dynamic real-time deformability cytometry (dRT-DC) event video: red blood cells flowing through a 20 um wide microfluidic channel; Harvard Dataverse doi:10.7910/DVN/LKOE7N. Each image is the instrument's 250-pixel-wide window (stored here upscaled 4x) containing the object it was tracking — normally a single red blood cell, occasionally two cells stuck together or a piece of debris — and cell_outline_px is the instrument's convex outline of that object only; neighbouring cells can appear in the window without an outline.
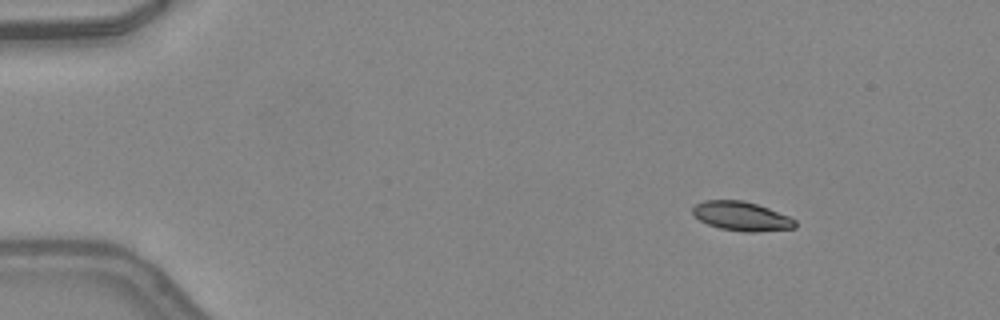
{"species": "common noctule bat (a hibernating species)", "species_latin": "Nyctalus noctula", "temperature_condition": "warm", "stored_images_in_passage": 45, "camera_frame_rate_fps": 3000, "um_per_image_px": 0.085, "animal": {"sex": "female", "body_mass_g": 24.6, "forearm_length_mm": 56.2}, "frame": {"image": 1, "passage_image": 3, "time_ms": 0.667, "image_size_px": [1000, 320], "cell_outline_px": [[796, 228], [756, 232], [744, 232], [720, 228], [708, 224], [700, 220], [692, 212], [692, 208], [696, 204], [704, 200], [744, 200], [768, 208], [788, 216], [796, 220]], "centroid_in_image_um": [63.04, 18.38], "position_along_channel_um": 22.0, "area_um2": 17.34}}
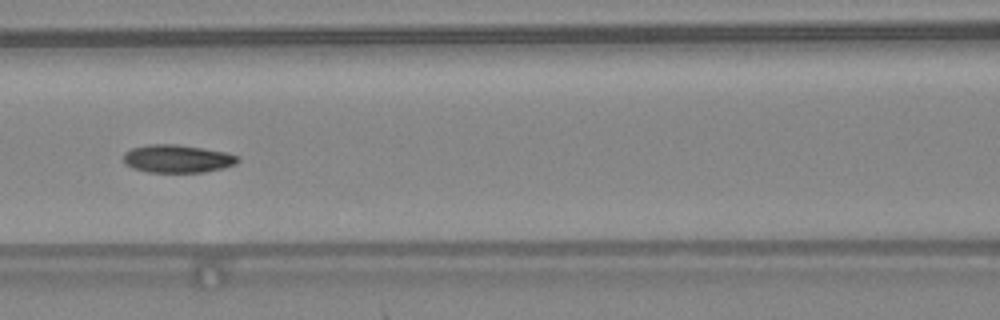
{"frame": {"image": 2, "passage_image": 19, "time_ms": 6.0, "image_size_px": [1000, 320], "cell_outline_px": [[240, 160], [236, 164], [224, 168], [204, 172], [148, 172], [132, 168], [124, 164], [124, 152], [132, 148], [148, 144], [176, 144], [204, 148], [224, 152], [236, 156]], "centroid_in_image_um": [15.05, 13.49], "position_along_channel_um": 151.5, "area_um2": 18.67}}
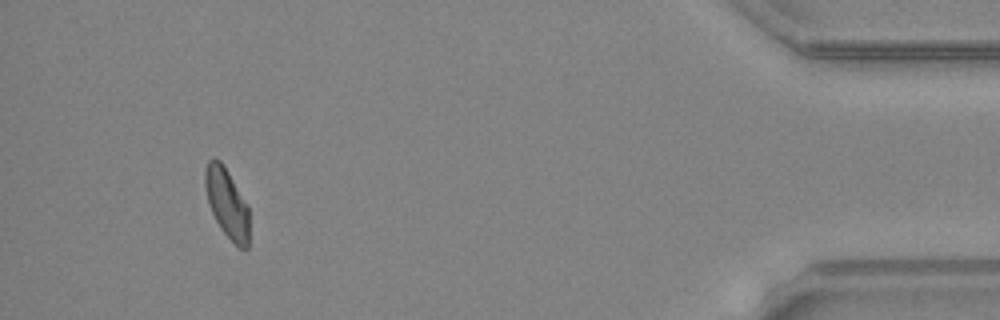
{"frame": {"image": 3, "passage_image": 42, "time_ms": 13.667, "image_size_px": [1000, 320], "cell_outline_px": [[248, 248], [240, 248], [220, 228], [208, 204], [204, 184], [204, 172], [208, 160], [220, 160], [228, 172], [248, 204]], "centroid_in_image_um": [19.27, 17.25], "position_along_channel_um": 415.9, "area_um2": 17.63}, "authors_computed_cell_mechanics": {"area_um2": 18.3804, "velocity_mm_per_s": 4.2934, "shape_relaxation_time_tau1_ms": 6.2958, "shape_relaxation_time_tau2_ms": 3.2384, "deformation_change_tau1": 0.1576, "deformation_change_tau2": 0.0796}}